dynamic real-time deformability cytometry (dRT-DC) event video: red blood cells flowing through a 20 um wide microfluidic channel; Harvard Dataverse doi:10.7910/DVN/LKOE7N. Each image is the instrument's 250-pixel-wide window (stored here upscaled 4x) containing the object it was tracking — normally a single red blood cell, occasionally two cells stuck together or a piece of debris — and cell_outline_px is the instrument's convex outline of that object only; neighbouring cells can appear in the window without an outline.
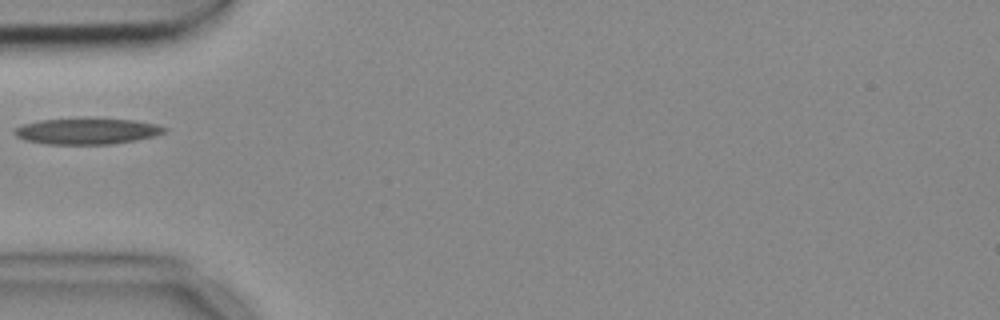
{"species": "common noctule bat (a hibernating species)", "species_latin": "Nyctalus noctula", "temperature_condition": "cold", "stored_images_in_passage": 8, "camera_frame_rate_fps": 3000, "um_per_image_px": 0.085, "animal": {"sex": "female", "body_mass_g": 18.4}, "frame": {"image": 1, "passage_image": 4, "time_ms": 1.0, "image_size_px": [1000, 320], "cell_outline_px": [[168, 128], [164, 132], [152, 136], [136, 140], [112, 144], [44, 144], [24, 140], [16, 136], [12, 132], [16, 128], [24, 124], [40, 120], [88, 116], [96, 116], [132, 120], [156, 124]], "centroid_in_image_um": [7.37, 11.11], "position_along_channel_um": 77.6, "area_um2": 23.52}}
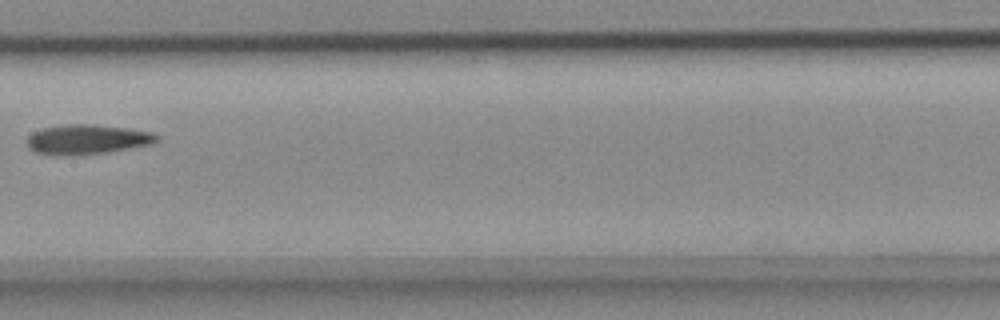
{"frame": {"image": 2, "passage_image": 7, "time_ms": 2.0, "image_size_px": [1000, 320], "cell_outline_px": [[160, 140], [152, 144], [104, 152], [68, 156], [36, 152], [28, 148], [28, 136], [32, 132], [44, 128], [64, 124], [96, 124], [128, 128], [152, 132], [160, 136]], "centroid_in_image_um": [7.43, 11.83], "position_along_channel_um": 200.0, "area_um2": 22.43}}
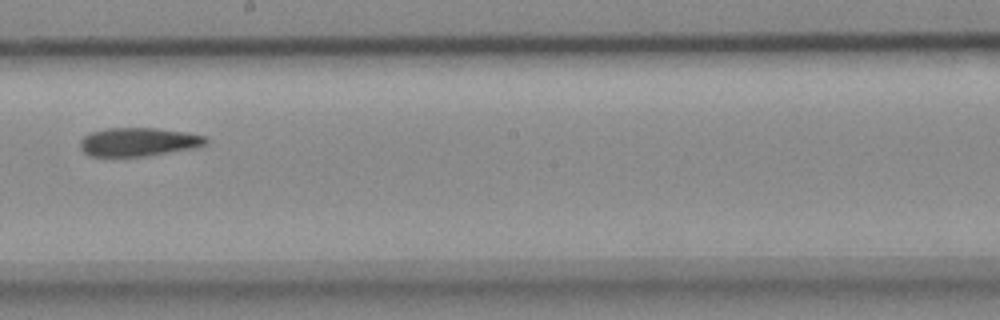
{"frame": {"image": 3, "passage_image": 8, "time_ms": 2.333, "image_size_px": [1000, 320], "cell_outline_px": [[208, 144], [192, 148], [144, 156], [88, 156], [80, 148], [80, 140], [84, 136], [92, 132], [104, 128], [156, 128], [184, 132], [204, 136], [208, 140]], "centroid_in_image_um": [11.73, 12.06], "position_along_channel_um": 236.5, "area_um2": 20.75}}